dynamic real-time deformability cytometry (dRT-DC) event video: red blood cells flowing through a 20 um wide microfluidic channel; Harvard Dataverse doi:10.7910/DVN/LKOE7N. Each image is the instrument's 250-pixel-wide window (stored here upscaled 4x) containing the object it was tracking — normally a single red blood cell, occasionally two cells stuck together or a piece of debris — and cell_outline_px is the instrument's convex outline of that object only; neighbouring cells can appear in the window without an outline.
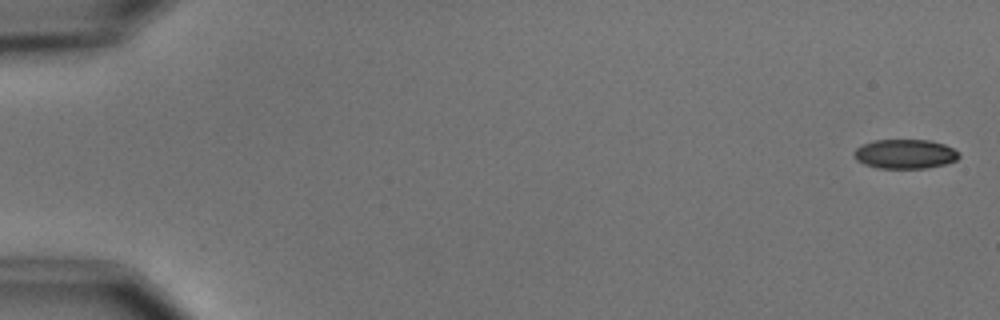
{"species": "common noctule bat (a hibernating species)", "species_latin": "Nyctalus noctula", "temperature_condition": "cold", "stored_images_in_passage": 10, "camera_frame_rate_fps": 3000, "um_per_image_px": 0.085, "animal": {"sex": "male", "body_mass_g": 15.6}, "frame": {"image": 1, "passage_image": 1, "time_ms": 0.0, "image_size_px": [1000, 320], "cell_outline_px": [[960, 156], [956, 160], [944, 164], [924, 168], [876, 168], [864, 164], [856, 160], [852, 156], [852, 152], [856, 148], [872, 140], [932, 140], [944, 144], [960, 152]], "centroid_in_image_um": [76.9, 13.08], "position_along_channel_um": 8.1, "area_um2": 18.09}}
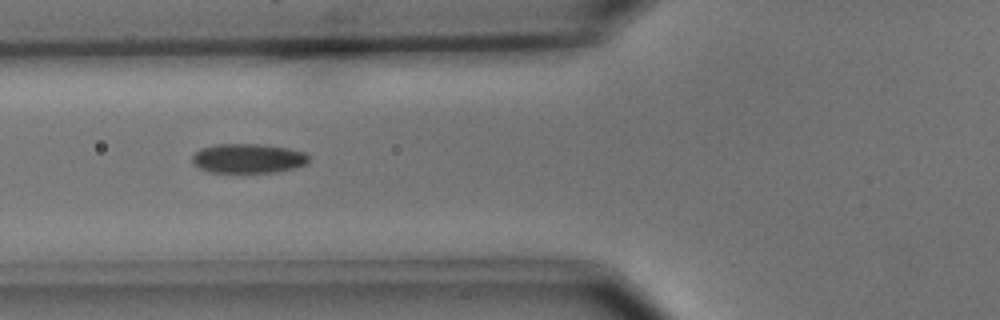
{"frame": {"image": 2, "passage_image": 6, "time_ms": 6.667, "image_size_px": [1000, 320], "cell_outline_px": [[308, 160], [304, 164], [292, 168], [276, 172], [208, 172], [192, 164], [192, 156], [200, 148], [216, 144], [260, 144], [288, 148], [304, 152], [308, 156]], "centroid_in_image_um": [21.03, 13.46], "position_along_channel_um": 104.8, "area_um2": 19.88}}
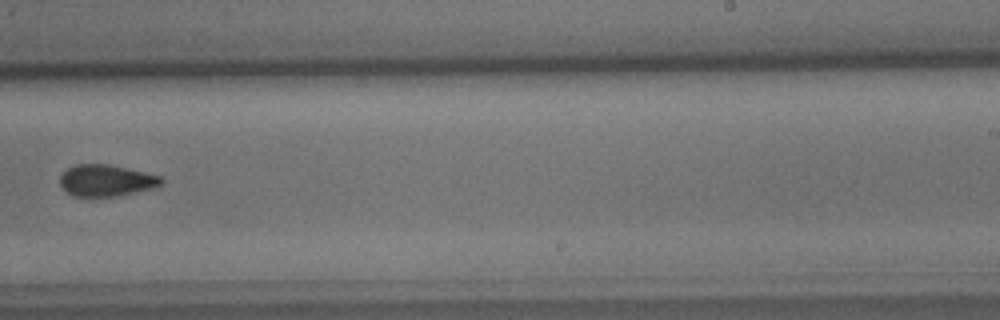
{"frame": {"image": 3, "passage_image": 10, "time_ms": 11.333, "image_size_px": [1000, 320], "cell_outline_px": [[164, 180], [160, 184], [152, 188], [120, 196], [92, 200], [72, 196], [64, 192], [60, 184], [60, 176], [68, 168], [76, 164], [108, 164], [164, 176]], "centroid_in_image_um": [8.99, 15.39], "position_along_channel_um": 280.0, "area_um2": 19.48}}